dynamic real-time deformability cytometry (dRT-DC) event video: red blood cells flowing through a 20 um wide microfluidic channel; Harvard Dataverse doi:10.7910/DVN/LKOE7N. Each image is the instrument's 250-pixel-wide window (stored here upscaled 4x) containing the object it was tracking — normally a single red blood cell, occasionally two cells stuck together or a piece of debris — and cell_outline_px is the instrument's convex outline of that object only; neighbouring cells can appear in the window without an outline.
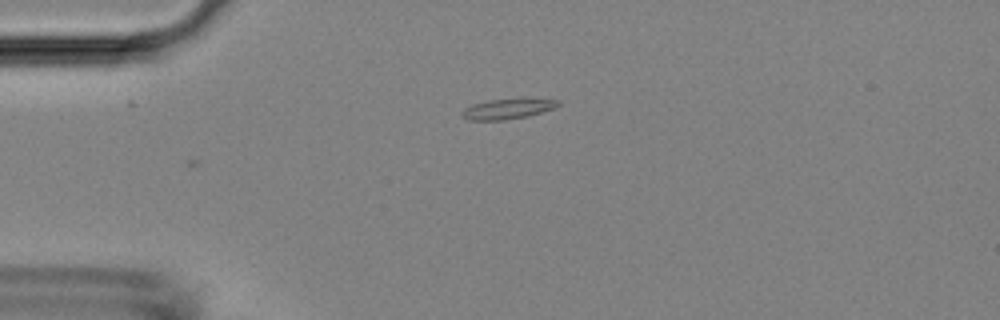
{"species": "Egyptian fruit bat (a non-hibernating species)", "species_latin": "Rousettus aegyptiacus", "temperature_condition": "room temperature", "stored_images_in_passage": 5, "camera_frame_rate_fps": 3000, "um_per_image_px": 0.085, "animal": {"sex": "female"}, "frame": {"image": 1, "passage_image": 1, "time_ms": 0.0, "image_size_px": [1000, 320], "cell_outline_px": [[560, 104], [556, 108], [528, 116], [504, 120], [468, 120], [460, 112], [464, 108], [472, 104], [488, 100], [560, 100]], "centroid_in_image_um": [43.11, 9.28], "position_along_channel_um": 41.9, "area_um2": 10.98}}